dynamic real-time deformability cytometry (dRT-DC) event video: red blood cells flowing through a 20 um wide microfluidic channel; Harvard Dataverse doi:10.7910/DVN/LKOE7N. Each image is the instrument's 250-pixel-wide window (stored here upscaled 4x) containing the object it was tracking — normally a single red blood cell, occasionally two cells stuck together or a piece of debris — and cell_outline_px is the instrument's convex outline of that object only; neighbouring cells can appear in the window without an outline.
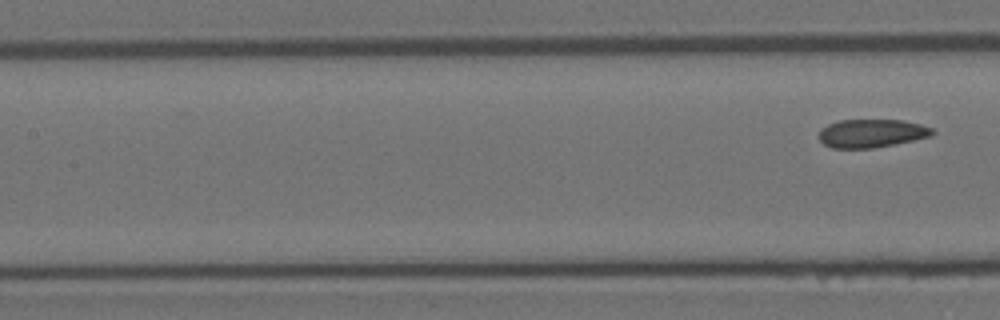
{"species": "Egyptian fruit bat (a non-hibernating species)", "species_latin": "Rousettus aegyptiacus", "temperature_condition": "room temperature", "stored_images_in_passage": 4, "segment_of_instrument_passage": [2, 2], "camera_frame_rate_fps": 3000, "um_per_image_px": 0.085, "animal": {"sex": "female"}, "frame": {"image": 1, "passage_image": 4, "time_ms": 4.333, "image_size_px": [1000, 320], "cell_outline_px": [[936, 132], [932, 136], [896, 144], [872, 148], [832, 148], [824, 144], [816, 136], [820, 128], [828, 124], [840, 120], [904, 120], [920, 124], [932, 128]], "centroid_in_image_um": [74.07, 11.33], "position_along_channel_um": 133.3, "area_um2": 18.96}}